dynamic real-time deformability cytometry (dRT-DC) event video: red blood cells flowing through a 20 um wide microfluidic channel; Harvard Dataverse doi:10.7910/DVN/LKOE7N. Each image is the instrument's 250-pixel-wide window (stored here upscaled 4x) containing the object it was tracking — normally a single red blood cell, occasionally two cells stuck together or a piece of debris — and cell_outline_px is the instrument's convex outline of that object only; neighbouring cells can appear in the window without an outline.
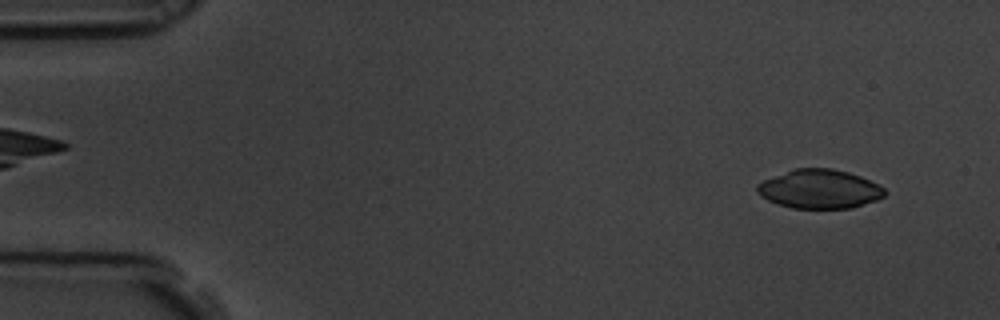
{"species": "common noctule bat (a hibernating species)", "species_latin": "Nyctalus noctula", "temperature_condition": "room temperature", "stored_images_in_passage": 58, "camera_frame_rate_fps": 3000, "um_per_image_px": 0.085, "animal": {"sex": "male", "body_mass_g": 19.5, "forearm_length_mm": 54.6}, "frame": {"image": 1, "passage_image": 4, "time_ms": 1.0, "image_size_px": [1000, 320], "cell_outline_px": [[888, 192], [884, 196], [876, 200], [852, 208], [792, 208], [768, 200], [760, 196], [756, 192], [756, 184], [764, 180], [796, 168], [832, 168], [848, 172], [860, 176], [884, 188]], "centroid_in_image_um": [69.66, 16.07], "position_along_channel_um": 15.3, "area_um2": 28.78}}
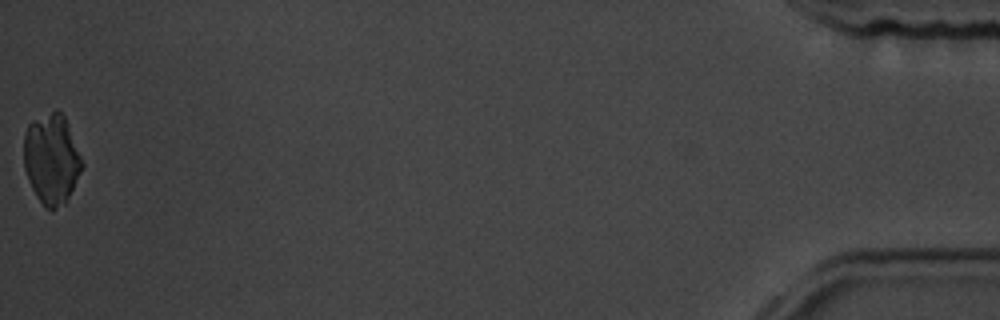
{"frame": {"image": 2, "passage_image": 58, "time_ms": 19.0, "image_size_px": [1000, 320], "cell_outline_px": [[84, 164], [64, 204], [52, 212], [36, 196], [28, 180], [24, 168], [24, 132], [28, 124], [32, 120], [56, 108], [64, 116], [68, 124]], "centroid_in_image_um": [4.36, 13.48], "position_along_channel_um": 430.8, "area_um2": 30.52}}